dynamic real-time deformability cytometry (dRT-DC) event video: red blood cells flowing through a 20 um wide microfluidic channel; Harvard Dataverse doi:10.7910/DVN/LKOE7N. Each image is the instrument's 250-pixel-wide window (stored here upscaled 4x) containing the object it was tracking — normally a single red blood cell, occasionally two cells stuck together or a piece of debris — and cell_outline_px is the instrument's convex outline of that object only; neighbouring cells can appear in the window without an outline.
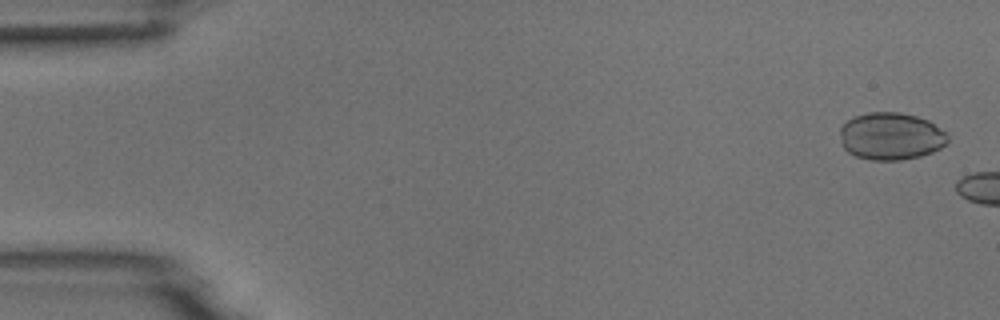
{"species": "common noctule bat (a hibernating species)", "species_latin": "Nyctalus noctula", "temperature_condition": "room temperature", "stored_images_in_passage": 2, "camera_frame_rate_fps": 3000, "um_per_image_px": 0.085, "animal": {"sex": "male", "body_mass_g": 18.8}, "frame": {"image": 1, "passage_image": 1, "time_ms": 0.0, "image_size_px": [1000, 320], "cell_outline_px": [[948, 140], [940, 148], [932, 152], [920, 156], [900, 160], [872, 160], [856, 156], [848, 152], [844, 148], [840, 132], [840, 128], [848, 120], [856, 116], [868, 112], [900, 112], [916, 116], [928, 120], [944, 132], [948, 136]], "centroid_in_image_um": [75.72, 11.58], "position_along_channel_um": 9.3, "area_um2": 29.48}}